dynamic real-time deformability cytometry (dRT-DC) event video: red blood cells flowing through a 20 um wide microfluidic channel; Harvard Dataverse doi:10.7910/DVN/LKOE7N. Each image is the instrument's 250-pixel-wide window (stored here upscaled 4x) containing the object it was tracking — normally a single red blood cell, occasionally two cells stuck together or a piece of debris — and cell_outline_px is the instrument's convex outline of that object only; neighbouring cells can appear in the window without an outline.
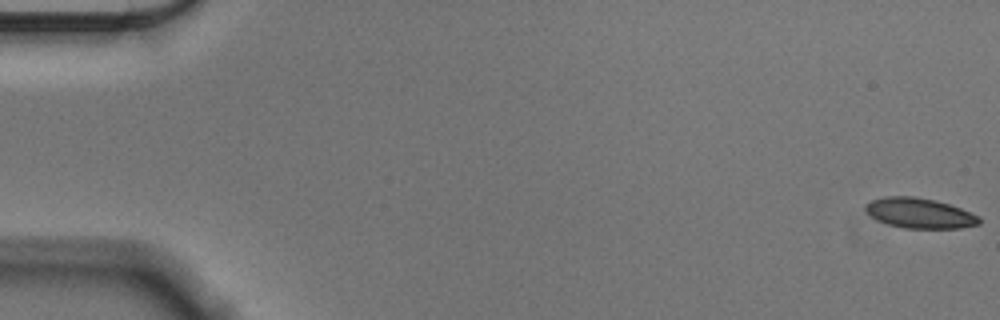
{"species": "Egyptian fruit bat (a non-hibernating species)", "species_latin": "Rousettus aegyptiacus", "temperature_condition": "cold", "stored_images_in_passage": 57, "camera_frame_rate_fps": 3000, "um_per_image_px": 0.085, "animal": {"sex": "male"}, "frame": {"image": 1, "passage_image": 1, "time_ms": 0.0, "image_size_px": [1000, 320], "cell_outline_px": [[980, 224], [960, 228], [904, 228], [888, 224], [876, 220], [864, 208], [864, 204], [872, 200], [884, 196], [912, 196], [936, 200], [960, 208], [980, 216]], "centroid_in_image_um": [78.16, 18.11], "position_along_channel_um": 6.8, "area_um2": 20.0}}
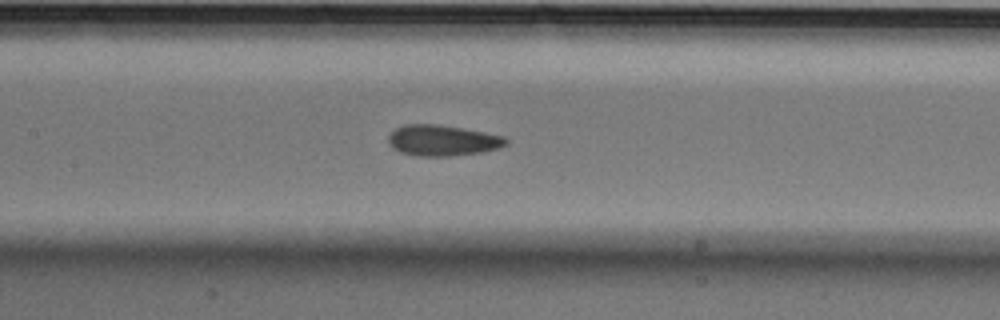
{"frame": {"image": 2, "passage_image": 27, "time_ms": 8.667, "image_size_px": [1000, 320], "cell_outline_px": [[508, 144], [500, 148], [480, 152], [452, 156], [416, 156], [400, 152], [392, 148], [388, 144], [388, 136], [396, 128], [404, 124], [436, 124], [464, 128], [504, 136], [508, 140]], "centroid_in_image_um": [37.6, 11.94], "position_along_channel_um": 169.8, "area_um2": 21.33}}
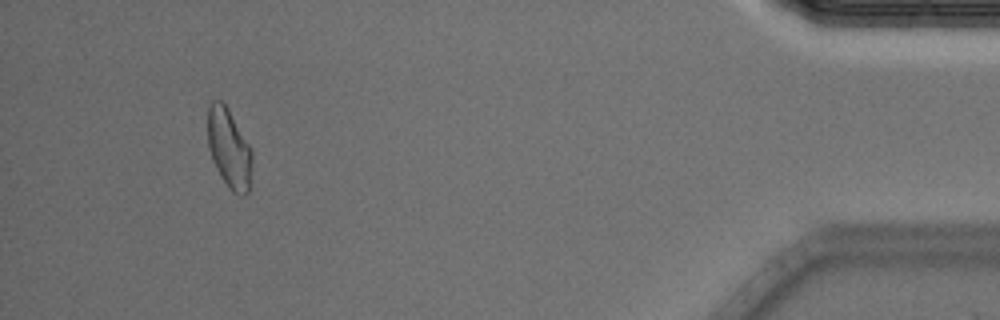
{"frame": {"image": 3, "passage_image": 53, "time_ms": 17.333, "image_size_px": [1000, 320], "cell_outline_px": [[252, 160], [248, 192], [244, 196], [240, 196], [232, 192], [220, 176], [212, 160], [208, 148], [208, 104], [212, 100], [220, 100], [228, 108], [252, 148]], "centroid_in_image_um": [19.47, 12.61], "position_along_channel_um": 415.7, "area_um2": 20.75}, "authors_computed_cell_mechanics": {"area_um2": 20.5768, "velocity_mm_per_s": 3.5754, "shape_relaxation_time_tau1_ms": 5.879, "shape_relaxation_time_tau2_ms": 2.792, "deformation_change_tau1": 0.1014, "deformation_change_tau2": 0.103}}